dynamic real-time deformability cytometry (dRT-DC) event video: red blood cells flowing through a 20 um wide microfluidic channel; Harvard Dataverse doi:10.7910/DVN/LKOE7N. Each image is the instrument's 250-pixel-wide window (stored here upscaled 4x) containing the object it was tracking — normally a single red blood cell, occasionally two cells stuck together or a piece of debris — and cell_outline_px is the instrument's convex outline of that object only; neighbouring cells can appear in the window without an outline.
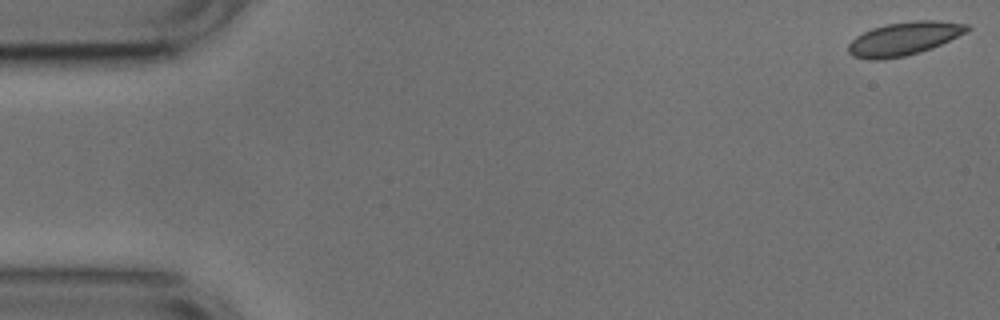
{"species": "common noctule bat (a hibernating species)", "species_latin": "Nyctalus noctula", "temperature_condition": "cold", "stored_images_in_passage": 53, "camera_frame_rate_fps": 3000, "um_per_image_px": 0.085, "animal": {"sex": "male", "body_mass_g": 17.9, "forearm_length_mm": 54.2}, "frame": {"image": 1, "passage_image": 1, "time_ms": 0.0, "image_size_px": [1000, 320], "cell_outline_px": [[972, 28], [932, 48], [920, 52], [904, 56], [880, 60], [868, 60], [852, 56], [848, 52], [848, 44], [856, 36], [872, 28], [884, 24], [916, 20], [940, 20], [968, 24]], "centroid_in_image_um": [76.8, 3.28], "position_along_channel_um": 8.2, "area_um2": 23.06}}
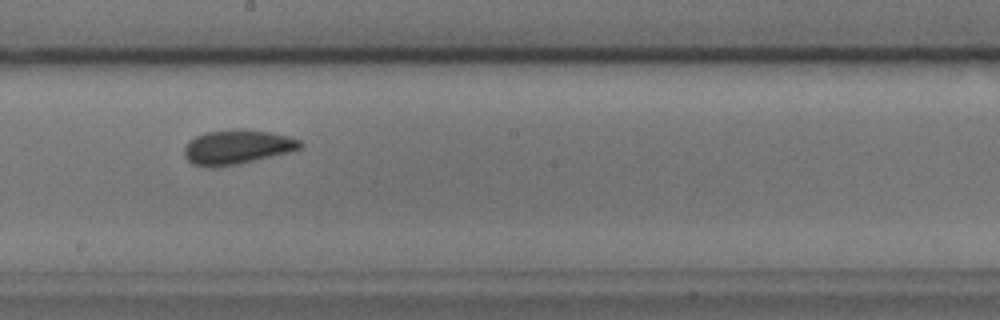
{"frame": {"image": 2, "passage_image": 29, "time_ms": 9.333, "image_size_px": [1000, 320], "cell_outline_px": [[304, 144], [300, 148], [288, 152], [236, 164], [216, 168], [208, 168], [192, 164], [184, 156], [184, 148], [188, 140], [204, 132], [236, 128], [244, 128], [268, 132], [288, 136], [300, 140]], "centroid_in_image_um": [20.09, 12.49], "position_along_channel_um": 228.1, "area_um2": 23.41}}
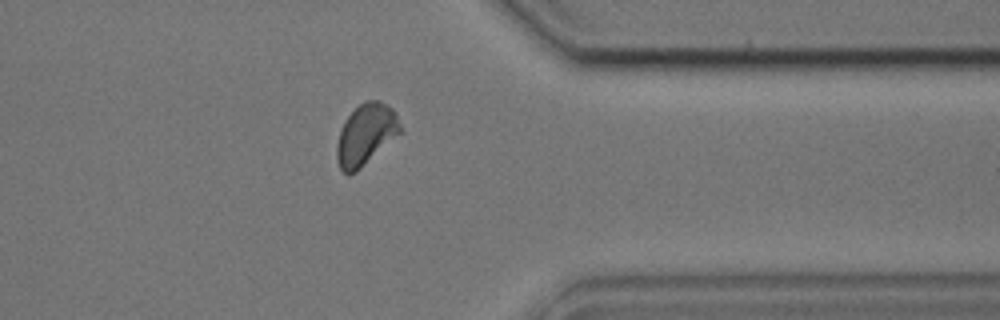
{"frame": {"image": 3, "passage_image": 42, "time_ms": 13.667, "image_size_px": [1000, 320], "cell_outline_px": [[404, 132], [356, 172], [344, 172], [340, 168], [336, 160], [336, 144], [340, 128], [344, 120], [364, 100], [380, 100], [392, 108], [396, 112]], "centroid_in_image_um": [31.13, 11.42], "position_along_channel_um": 380.3, "area_um2": 23.06}, "authors_computed_cell_mechanics": {"area_um2": 22.7154, "velocity_mm_per_s": 3.7382, "shape_relaxation_time_tau1_ms": 4.4305, "shape_relaxation_time_tau2_ms": 1.291, "deformation_change_tau1": 0.072, "deformation_change_tau2": 0.0415}}